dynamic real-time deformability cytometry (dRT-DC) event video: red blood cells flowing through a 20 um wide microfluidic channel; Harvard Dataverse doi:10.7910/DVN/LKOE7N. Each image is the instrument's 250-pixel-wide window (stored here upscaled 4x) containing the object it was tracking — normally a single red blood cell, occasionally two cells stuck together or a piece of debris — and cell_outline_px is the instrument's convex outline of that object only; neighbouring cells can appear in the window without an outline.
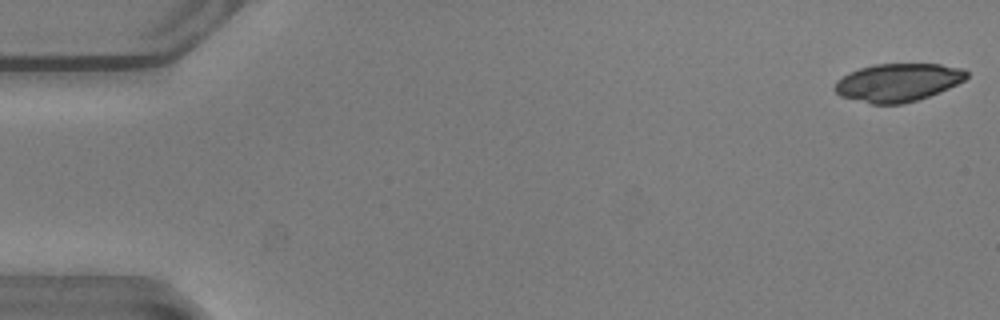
{"species": "common noctule bat (a hibernating species)", "species_latin": "Nyctalus noctula", "temperature_condition": "warm", "stored_images_in_passage": 53, "camera_frame_rate_fps": 3000, "um_per_image_px": 0.085, "animal": {"sex": "male", "body_mass_g": 20.5, "forearm_length_mm": 52.5}, "frame": {"image": 1, "passage_image": 1, "time_ms": 0.0, "image_size_px": [1000, 320], "cell_outline_px": [[968, 76], [964, 80], [940, 92], [904, 104], [872, 104], [840, 96], [832, 88], [836, 80], [848, 72], [860, 68], [876, 64], [940, 64], [964, 68], [968, 72]], "centroid_in_image_um": [76.3, 7.01], "position_along_channel_um": 8.7, "area_um2": 29.36}}
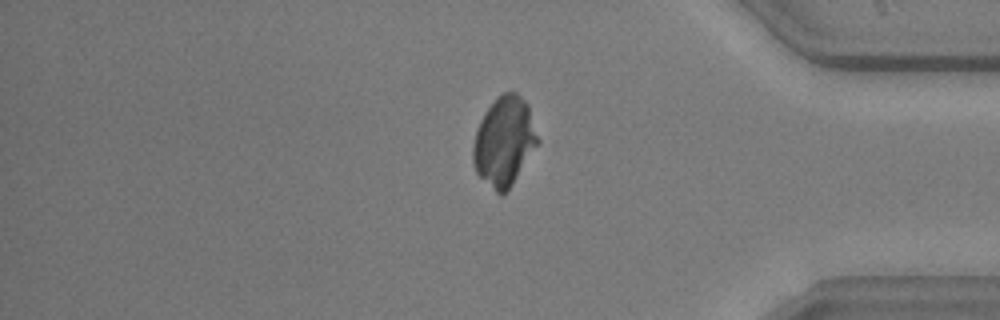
{"frame": {"image": 2, "passage_image": 44, "time_ms": 14.333, "image_size_px": [1000, 320], "cell_outline_px": [[540, 140], [512, 184], [500, 196], [476, 172], [472, 160], [472, 148], [476, 132], [480, 120], [484, 112], [504, 92], [516, 92], [528, 104]], "centroid_in_image_um": [42.86, 12.01], "position_along_channel_um": 392.3, "area_um2": 33.12}}
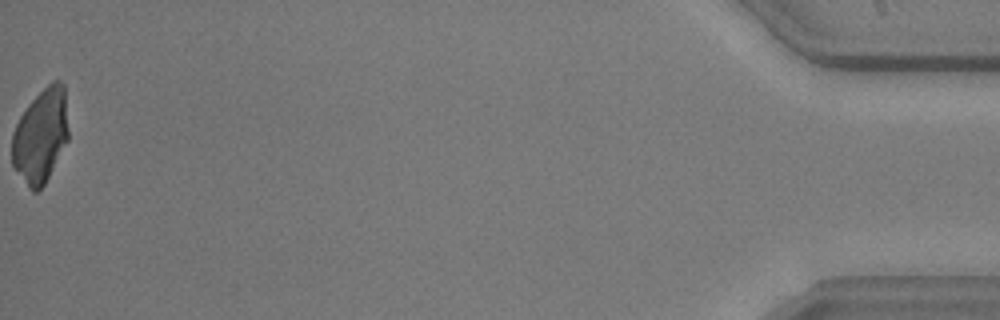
{"frame": {"image": 3, "passage_image": 53, "time_ms": 17.333, "image_size_px": [1000, 320], "cell_outline_px": [[68, 140], [44, 184], [36, 192], [32, 192], [28, 188], [12, 164], [12, 132], [20, 116], [28, 104], [52, 80], [60, 80], [64, 84], [68, 128]], "centroid_in_image_um": [3.45, 11.53], "position_along_channel_um": 431.7, "area_um2": 30.81}}